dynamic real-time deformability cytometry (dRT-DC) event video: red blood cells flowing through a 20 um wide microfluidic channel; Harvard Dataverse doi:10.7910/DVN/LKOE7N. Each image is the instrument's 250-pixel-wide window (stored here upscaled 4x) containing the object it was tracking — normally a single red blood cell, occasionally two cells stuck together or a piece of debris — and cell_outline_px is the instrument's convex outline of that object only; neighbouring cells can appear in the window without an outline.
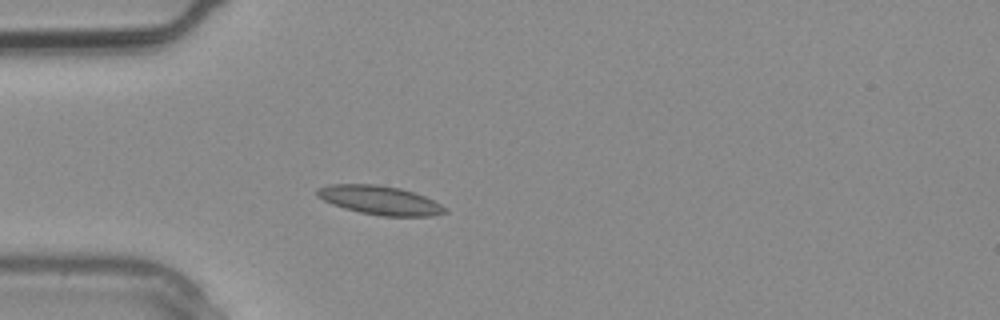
{"species": "common noctule bat (a hibernating species)", "species_latin": "Nyctalus noctula", "temperature_condition": "warm", "stored_images_in_passage": 2, "camera_frame_rate_fps": 3000, "um_per_image_px": 0.085, "animal": {"sex": "male", "body_mass_g": 20.4}, "frame": {"image": 1, "passage_image": 2, "time_ms": 0.333, "image_size_px": [1000, 320], "cell_outline_px": [[448, 212], [432, 216], [384, 216], [360, 212], [344, 208], [332, 204], [316, 196], [316, 188], [328, 184], [376, 184], [400, 188], [424, 196], [448, 208]], "centroid_in_image_um": [32.27, 17.01], "position_along_channel_um": 52.7, "area_um2": 21.5}}